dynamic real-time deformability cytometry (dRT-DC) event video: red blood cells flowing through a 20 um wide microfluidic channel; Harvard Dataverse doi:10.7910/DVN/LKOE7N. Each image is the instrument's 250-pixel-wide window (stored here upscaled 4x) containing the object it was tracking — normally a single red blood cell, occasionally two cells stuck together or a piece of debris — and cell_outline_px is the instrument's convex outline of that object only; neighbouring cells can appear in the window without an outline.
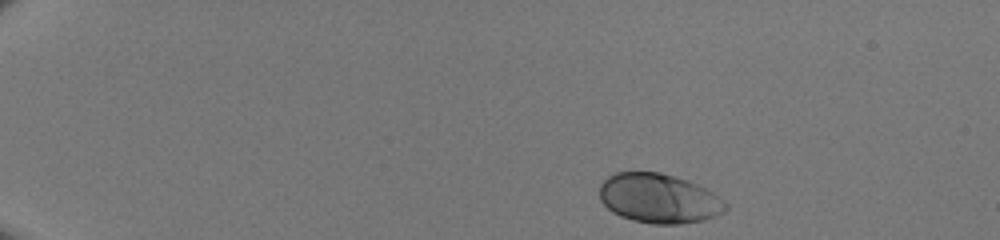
{"species": "human", "species_latin": "Homo sapiens", "temperature_condition": "room temperature", "stored_images_in_passage": 42, "camera_frame_rate_fps": 3000, "um_per_image_px": 0.085, "donor": {"sex": "male"}, "frame": {"image": 1, "passage_image": 1, "time_ms": 0.0, "image_size_px": [1000, 240], "cell_outline_px": [[728, 208], [724, 212], [704, 220], [680, 224], [652, 224], [632, 220], [620, 216], [612, 212], [600, 200], [600, 184], [608, 176], [616, 172], [660, 172], [688, 180], [712, 192], [728, 204]], "centroid_in_image_um": [56.0, 16.87], "position_along_channel_um": 29.0, "area_um2": 36.41}}
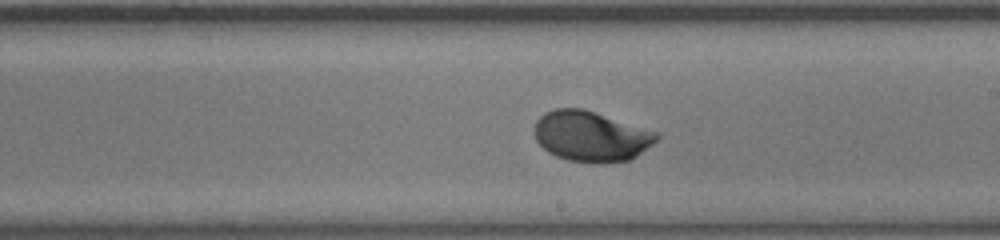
{"frame": {"image": 2, "passage_image": 24, "time_ms": 7.667, "image_size_px": [1000, 240], "cell_outline_px": [[660, 136], [652, 144], [632, 160], [600, 164], [592, 164], [568, 160], [556, 156], [548, 152], [536, 140], [532, 128], [536, 120], [544, 112], [556, 108], [584, 108], [660, 132]], "centroid_in_image_um": [50.24, 11.58], "position_along_channel_um": 238.8, "area_um2": 36.65}}
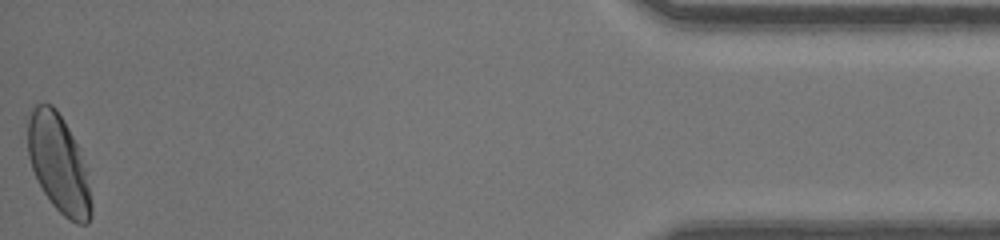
{"frame": {"image": 3, "passage_image": 42, "time_ms": 13.667, "image_size_px": [1000, 240], "cell_outline_px": [[92, 216], [88, 224], [76, 224], [68, 220], [52, 204], [44, 192], [32, 168], [28, 156], [28, 120], [32, 108], [36, 104], [52, 104], [56, 108], [68, 128], [76, 144], [88, 184], [92, 204]], "centroid_in_image_um": [4.96, 13.95], "position_along_channel_um": 430.2, "area_um2": 35.49}}